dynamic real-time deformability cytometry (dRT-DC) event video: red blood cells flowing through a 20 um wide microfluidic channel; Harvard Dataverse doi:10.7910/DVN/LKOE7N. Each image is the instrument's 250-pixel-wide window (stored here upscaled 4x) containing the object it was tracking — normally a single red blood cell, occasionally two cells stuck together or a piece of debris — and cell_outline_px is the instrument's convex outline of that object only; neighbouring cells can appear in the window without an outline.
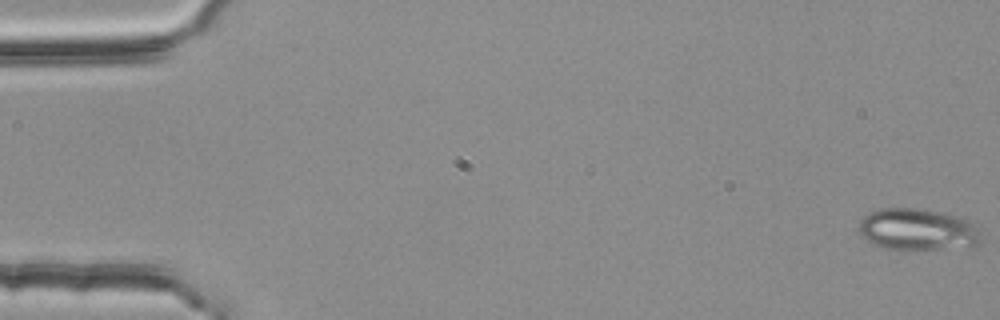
{"species": "common noctule bat (a hibernating species)", "species_latin": "Nyctalus noctula", "temperature_condition": "room temperature", "stored_images_in_passage": 14, "camera_frame_rate_fps": 3000, "um_per_image_px": 0.085, "animal": {"sex": "female", "body_mass_g": 25.1}, "frame": {"image": 1, "passage_image": 1, "time_ms": 0.0, "image_size_px": [1000, 320], "cell_outline_px": [[980, 240], [972, 248], [904, 252], [900, 252], [884, 248], [872, 244], [860, 232], [860, 220], [868, 212], [880, 208], [916, 208], [940, 212], [956, 216], [972, 224], [976, 228], [980, 236]], "centroid_in_image_um": [77.98, 19.57], "position_along_channel_um": 7.0, "area_um2": 30.46}}